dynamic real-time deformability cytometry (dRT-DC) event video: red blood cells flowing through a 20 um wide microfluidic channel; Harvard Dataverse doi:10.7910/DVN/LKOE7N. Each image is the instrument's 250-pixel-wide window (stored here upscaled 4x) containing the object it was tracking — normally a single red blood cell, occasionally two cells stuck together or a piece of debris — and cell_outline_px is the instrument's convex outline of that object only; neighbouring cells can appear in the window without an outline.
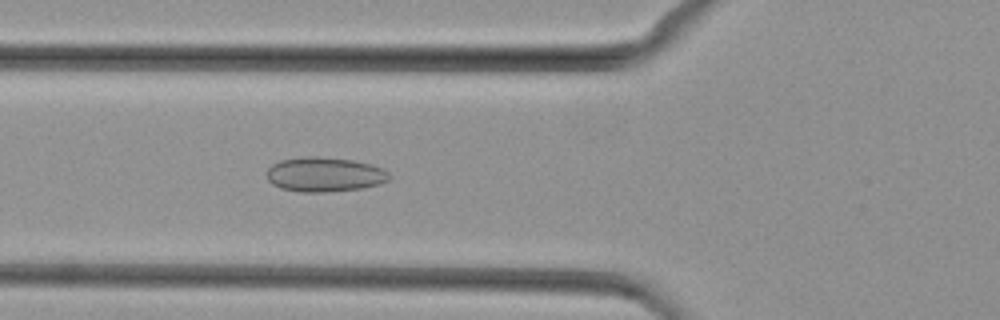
{"species": "common noctule bat (a hibernating species)", "species_latin": "Nyctalus noctula", "temperature_condition": "cold", "stored_images_in_passage": 47, "camera_frame_rate_fps": 3000, "um_per_image_px": 0.085, "animal": {"sex": "female", "body_mass_g": 29.2, "forearm_length_mm": 56.3}, "frame": {"image": 1, "passage_image": 17, "time_ms": 5.333, "image_size_px": [1000, 320], "cell_outline_px": [[392, 176], [388, 180], [380, 184], [364, 188], [328, 192], [300, 192], [280, 188], [272, 184], [268, 180], [268, 168], [272, 164], [280, 160], [304, 156], [316, 156], [352, 160], [372, 164], [384, 168]], "centroid_in_image_um": [27.62, 14.83], "position_along_channel_um": 98.2, "area_um2": 24.97}}
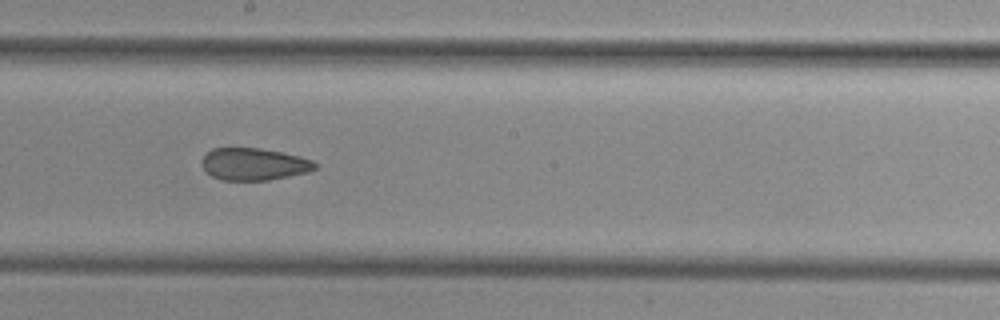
{"frame": {"image": 2, "passage_image": 26, "time_ms": 8.333, "image_size_px": [1000, 320], "cell_outline_px": [[320, 164], [316, 168], [308, 172], [268, 180], [224, 180], [212, 176], [200, 164], [200, 160], [212, 148], [260, 148], [280, 152], [312, 160]], "centroid_in_image_um": [21.58, 13.95], "position_along_channel_um": 226.6, "area_um2": 21.1}}
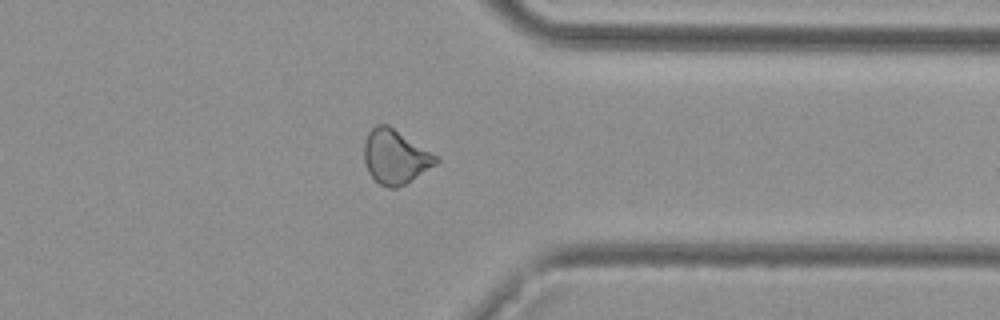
{"frame": {"image": 3, "passage_image": 37, "time_ms": 12.0, "image_size_px": [1000, 320], "cell_outline_px": [[440, 160], [436, 164], [404, 184], [396, 188], [388, 188], [380, 184], [368, 172], [364, 160], [364, 144], [368, 132], [376, 124], [388, 124], [436, 156]], "centroid_in_image_um": [33.56, 13.32], "position_along_channel_um": 377.8, "area_um2": 22.25}}